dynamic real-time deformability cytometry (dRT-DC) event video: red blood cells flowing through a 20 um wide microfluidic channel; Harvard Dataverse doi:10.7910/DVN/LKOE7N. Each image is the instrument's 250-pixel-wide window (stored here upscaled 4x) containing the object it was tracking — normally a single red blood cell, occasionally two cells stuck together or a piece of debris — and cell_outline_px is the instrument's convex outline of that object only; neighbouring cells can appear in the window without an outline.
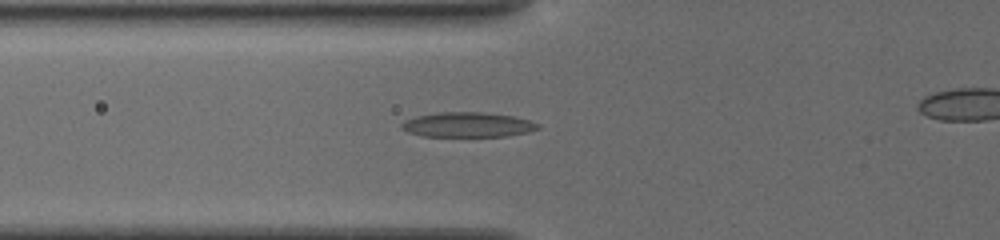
{"species": "common noctule bat (a hibernating species)", "species_latin": "Nyctalus noctula", "temperature_condition": "cold", "stored_images_in_passage": 4, "camera_frame_rate_fps": 3000, "um_per_image_px": 0.085, "animal": {"sex": "female", "body_mass_g": 19.5, "forearm_length_mm": 54.1}, "frame": {"image": 1, "passage_image": 2, "time_ms": 0.667, "image_size_px": [1000, 240], "cell_outline_px": [[540, 128], [528, 132], [508, 136], [420, 136], [408, 132], [400, 128], [400, 124], [404, 120], [416, 116], [440, 112], [480, 112], [512, 116], [528, 120], [540, 124]], "centroid_in_image_um": [39.72, 10.6], "position_along_channel_um": 86.1, "area_um2": 19.77}}
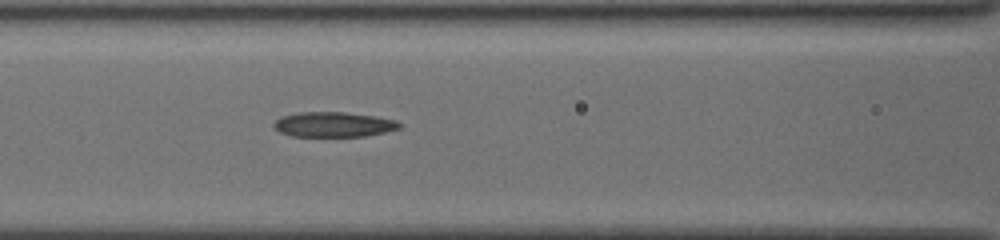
{"frame": {"image": 2, "passage_image": 4, "time_ms": 2.0, "image_size_px": [1000, 240], "cell_outline_px": [[404, 124], [400, 128], [368, 136], [292, 136], [280, 132], [272, 128], [272, 124], [280, 116], [300, 112], [344, 112], [372, 116], [396, 120]], "centroid_in_image_um": [28.33, 10.58], "position_along_channel_um": 138.3, "area_um2": 18.38}}